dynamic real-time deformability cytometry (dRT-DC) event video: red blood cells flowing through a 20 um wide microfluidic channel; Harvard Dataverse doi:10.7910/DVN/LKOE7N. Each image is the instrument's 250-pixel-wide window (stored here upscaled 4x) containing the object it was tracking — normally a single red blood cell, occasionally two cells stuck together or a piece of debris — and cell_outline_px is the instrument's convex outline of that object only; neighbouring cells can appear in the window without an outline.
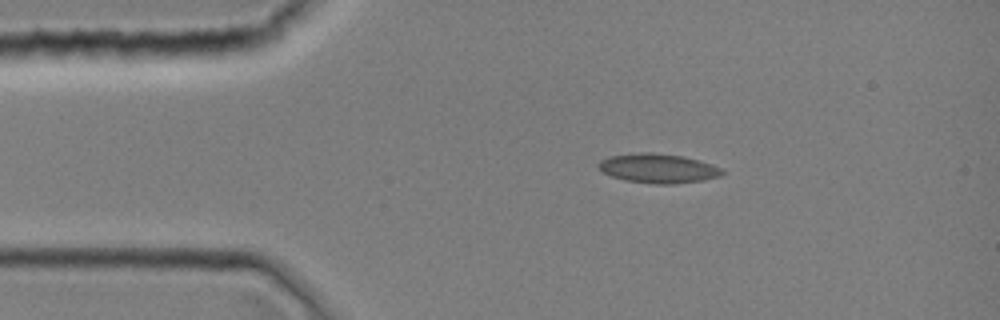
{"species": "common noctule bat (a hibernating species)", "species_latin": "Nyctalus noctula", "temperature_condition": "room temperature", "stored_images_in_passage": 1, "camera_frame_rate_fps": 3000, "um_per_image_px": 0.085, "animal": {"sex": "female", "body_mass_g": 19.0, "forearm_length_mm": 51.5}, "frame": {"image": 1, "passage_image": 1, "time_ms": 0.0, "image_size_px": [1000, 320], "cell_outline_px": [[724, 172], [720, 176], [704, 180], [672, 184], [656, 184], [624, 180], [612, 176], [604, 172], [596, 164], [600, 160], [612, 156], [640, 152], [652, 152], [684, 156], [712, 164], [724, 168]], "centroid_in_image_um": [55.98, 14.31], "position_along_channel_um": 29.0, "area_um2": 21.15}}